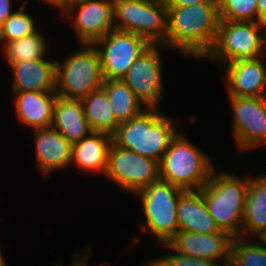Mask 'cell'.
I'll use <instances>...</instances> for the list:
<instances>
[{"instance_id":"6da1fadb","label":"cell","mask_w":266,"mask_h":266,"mask_svg":"<svg viewBox=\"0 0 266 266\" xmlns=\"http://www.w3.org/2000/svg\"><path fill=\"white\" fill-rule=\"evenodd\" d=\"M219 22V3L167 7L166 48L203 59L215 44Z\"/></svg>"},{"instance_id":"7a4b0ae2","label":"cell","mask_w":266,"mask_h":266,"mask_svg":"<svg viewBox=\"0 0 266 266\" xmlns=\"http://www.w3.org/2000/svg\"><path fill=\"white\" fill-rule=\"evenodd\" d=\"M177 129L172 119L159 112L158 108H146L138 116L119 125L113 142L160 162L178 133Z\"/></svg>"},{"instance_id":"3957f363","label":"cell","mask_w":266,"mask_h":266,"mask_svg":"<svg viewBox=\"0 0 266 266\" xmlns=\"http://www.w3.org/2000/svg\"><path fill=\"white\" fill-rule=\"evenodd\" d=\"M248 182L249 176L237 178L232 173H217L214 168L209 181L200 189L209 214L232 237H242Z\"/></svg>"},{"instance_id":"277c9868","label":"cell","mask_w":266,"mask_h":266,"mask_svg":"<svg viewBox=\"0 0 266 266\" xmlns=\"http://www.w3.org/2000/svg\"><path fill=\"white\" fill-rule=\"evenodd\" d=\"M211 160L179 130L159 162L160 178L183 190H200L214 169Z\"/></svg>"},{"instance_id":"5b68a950","label":"cell","mask_w":266,"mask_h":266,"mask_svg":"<svg viewBox=\"0 0 266 266\" xmlns=\"http://www.w3.org/2000/svg\"><path fill=\"white\" fill-rule=\"evenodd\" d=\"M83 48L70 54L60 64L56 61L57 96L82 100L103 85L99 52L94 44H83Z\"/></svg>"},{"instance_id":"8992f818","label":"cell","mask_w":266,"mask_h":266,"mask_svg":"<svg viewBox=\"0 0 266 266\" xmlns=\"http://www.w3.org/2000/svg\"><path fill=\"white\" fill-rule=\"evenodd\" d=\"M266 30L259 22L220 20L215 44L206 58L223 65L264 55Z\"/></svg>"},{"instance_id":"52a82bcc","label":"cell","mask_w":266,"mask_h":266,"mask_svg":"<svg viewBox=\"0 0 266 266\" xmlns=\"http://www.w3.org/2000/svg\"><path fill=\"white\" fill-rule=\"evenodd\" d=\"M185 191L160 179L136 193L146 218L142 227L161 244L168 243L179 231L177 205Z\"/></svg>"},{"instance_id":"ba28073f","label":"cell","mask_w":266,"mask_h":266,"mask_svg":"<svg viewBox=\"0 0 266 266\" xmlns=\"http://www.w3.org/2000/svg\"><path fill=\"white\" fill-rule=\"evenodd\" d=\"M115 29L166 47L167 7L162 0H113Z\"/></svg>"},{"instance_id":"9c48e42d","label":"cell","mask_w":266,"mask_h":266,"mask_svg":"<svg viewBox=\"0 0 266 266\" xmlns=\"http://www.w3.org/2000/svg\"><path fill=\"white\" fill-rule=\"evenodd\" d=\"M105 175L121 190L136 194L160 180L159 162L112 142Z\"/></svg>"},{"instance_id":"30bf717a","label":"cell","mask_w":266,"mask_h":266,"mask_svg":"<svg viewBox=\"0 0 266 266\" xmlns=\"http://www.w3.org/2000/svg\"><path fill=\"white\" fill-rule=\"evenodd\" d=\"M150 45L145 38L132 32L111 30L94 43L100 55L103 78L122 79Z\"/></svg>"},{"instance_id":"8fae6325","label":"cell","mask_w":266,"mask_h":266,"mask_svg":"<svg viewBox=\"0 0 266 266\" xmlns=\"http://www.w3.org/2000/svg\"><path fill=\"white\" fill-rule=\"evenodd\" d=\"M60 12L72 17L81 44H94L115 29L113 0H70Z\"/></svg>"},{"instance_id":"7c38bea8","label":"cell","mask_w":266,"mask_h":266,"mask_svg":"<svg viewBox=\"0 0 266 266\" xmlns=\"http://www.w3.org/2000/svg\"><path fill=\"white\" fill-rule=\"evenodd\" d=\"M162 44H151L136 59L122 80L146 108H158L162 96Z\"/></svg>"},{"instance_id":"4fadbf2b","label":"cell","mask_w":266,"mask_h":266,"mask_svg":"<svg viewBox=\"0 0 266 266\" xmlns=\"http://www.w3.org/2000/svg\"><path fill=\"white\" fill-rule=\"evenodd\" d=\"M228 97L233 113V135L240 150L266 145V97Z\"/></svg>"},{"instance_id":"5bb4252c","label":"cell","mask_w":266,"mask_h":266,"mask_svg":"<svg viewBox=\"0 0 266 266\" xmlns=\"http://www.w3.org/2000/svg\"><path fill=\"white\" fill-rule=\"evenodd\" d=\"M232 239L229 233L200 234L178 231L168 244L177 252L207 259L222 266L230 262ZM219 260H222V264L218 263Z\"/></svg>"},{"instance_id":"9a60e30c","label":"cell","mask_w":266,"mask_h":266,"mask_svg":"<svg viewBox=\"0 0 266 266\" xmlns=\"http://www.w3.org/2000/svg\"><path fill=\"white\" fill-rule=\"evenodd\" d=\"M224 65L228 96L266 97V63L260 57Z\"/></svg>"},{"instance_id":"2e32d148","label":"cell","mask_w":266,"mask_h":266,"mask_svg":"<svg viewBox=\"0 0 266 266\" xmlns=\"http://www.w3.org/2000/svg\"><path fill=\"white\" fill-rule=\"evenodd\" d=\"M35 160L43 173H51L69 166L72 144L52 127L34 130Z\"/></svg>"},{"instance_id":"e0dca14e","label":"cell","mask_w":266,"mask_h":266,"mask_svg":"<svg viewBox=\"0 0 266 266\" xmlns=\"http://www.w3.org/2000/svg\"><path fill=\"white\" fill-rule=\"evenodd\" d=\"M13 92L56 91V61L46 58L11 64Z\"/></svg>"},{"instance_id":"ac0fdd59","label":"cell","mask_w":266,"mask_h":266,"mask_svg":"<svg viewBox=\"0 0 266 266\" xmlns=\"http://www.w3.org/2000/svg\"><path fill=\"white\" fill-rule=\"evenodd\" d=\"M179 231L200 234L227 233L222 231L209 214L200 190H186L178 201Z\"/></svg>"},{"instance_id":"d6986e66","label":"cell","mask_w":266,"mask_h":266,"mask_svg":"<svg viewBox=\"0 0 266 266\" xmlns=\"http://www.w3.org/2000/svg\"><path fill=\"white\" fill-rule=\"evenodd\" d=\"M13 93L14 107L20 122L32 127L33 130L51 127L53 105L57 97L55 91Z\"/></svg>"},{"instance_id":"ffe728a7","label":"cell","mask_w":266,"mask_h":266,"mask_svg":"<svg viewBox=\"0 0 266 266\" xmlns=\"http://www.w3.org/2000/svg\"><path fill=\"white\" fill-rule=\"evenodd\" d=\"M249 234V236L247 235ZM246 234V235H245ZM242 237L266 239V175L249 177Z\"/></svg>"},{"instance_id":"44dd1931","label":"cell","mask_w":266,"mask_h":266,"mask_svg":"<svg viewBox=\"0 0 266 266\" xmlns=\"http://www.w3.org/2000/svg\"><path fill=\"white\" fill-rule=\"evenodd\" d=\"M51 127L59 131L72 145L92 131L85 119L81 100L56 97Z\"/></svg>"},{"instance_id":"7402d4cb","label":"cell","mask_w":266,"mask_h":266,"mask_svg":"<svg viewBox=\"0 0 266 266\" xmlns=\"http://www.w3.org/2000/svg\"><path fill=\"white\" fill-rule=\"evenodd\" d=\"M113 136L103 132H91L87 137L72 145V159L84 171L106 173L108 153Z\"/></svg>"},{"instance_id":"603a6c76","label":"cell","mask_w":266,"mask_h":266,"mask_svg":"<svg viewBox=\"0 0 266 266\" xmlns=\"http://www.w3.org/2000/svg\"><path fill=\"white\" fill-rule=\"evenodd\" d=\"M85 119L92 132H103L113 136L120 125L111 110L107 93L101 87L81 100Z\"/></svg>"},{"instance_id":"cb8c5ba5","label":"cell","mask_w":266,"mask_h":266,"mask_svg":"<svg viewBox=\"0 0 266 266\" xmlns=\"http://www.w3.org/2000/svg\"><path fill=\"white\" fill-rule=\"evenodd\" d=\"M102 88L107 93L111 110L120 124L130 121L146 109L122 79H104Z\"/></svg>"},{"instance_id":"d4e9b609","label":"cell","mask_w":266,"mask_h":266,"mask_svg":"<svg viewBox=\"0 0 266 266\" xmlns=\"http://www.w3.org/2000/svg\"><path fill=\"white\" fill-rule=\"evenodd\" d=\"M44 38L37 30L31 35L6 43L4 53L9 65L25 60L45 58L47 42Z\"/></svg>"},{"instance_id":"484cf974","label":"cell","mask_w":266,"mask_h":266,"mask_svg":"<svg viewBox=\"0 0 266 266\" xmlns=\"http://www.w3.org/2000/svg\"><path fill=\"white\" fill-rule=\"evenodd\" d=\"M250 239L233 237L230 262L235 266H266V239H259L260 244Z\"/></svg>"},{"instance_id":"4316f807","label":"cell","mask_w":266,"mask_h":266,"mask_svg":"<svg viewBox=\"0 0 266 266\" xmlns=\"http://www.w3.org/2000/svg\"><path fill=\"white\" fill-rule=\"evenodd\" d=\"M27 3L28 0L23 1L18 10L4 21L0 27V42L15 41L37 31L34 19L24 11Z\"/></svg>"},{"instance_id":"83f0119b","label":"cell","mask_w":266,"mask_h":266,"mask_svg":"<svg viewBox=\"0 0 266 266\" xmlns=\"http://www.w3.org/2000/svg\"><path fill=\"white\" fill-rule=\"evenodd\" d=\"M218 3L220 20L258 22V0H218Z\"/></svg>"},{"instance_id":"f1b7e54d","label":"cell","mask_w":266,"mask_h":266,"mask_svg":"<svg viewBox=\"0 0 266 266\" xmlns=\"http://www.w3.org/2000/svg\"><path fill=\"white\" fill-rule=\"evenodd\" d=\"M163 245L168 247L174 253L167 256L164 255L156 260H151V262H146V266H218L216 263L210 260L192 257L177 252L168 243Z\"/></svg>"},{"instance_id":"f546056e","label":"cell","mask_w":266,"mask_h":266,"mask_svg":"<svg viewBox=\"0 0 266 266\" xmlns=\"http://www.w3.org/2000/svg\"><path fill=\"white\" fill-rule=\"evenodd\" d=\"M166 7H180L200 3H218V0H162Z\"/></svg>"},{"instance_id":"4dcf8cb0","label":"cell","mask_w":266,"mask_h":266,"mask_svg":"<svg viewBox=\"0 0 266 266\" xmlns=\"http://www.w3.org/2000/svg\"><path fill=\"white\" fill-rule=\"evenodd\" d=\"M11 4V0H0V27L4 21L15 12L12 11Z\"/></svg>"},{"instance_id":"1f68e13d","label":"cell","mask_w":266,"mask_h":266,"mask_svg":"<svg viewBox=\"0 0 266 266\" xmlns=\"http://www.w3.org/2000/svg\"><path fill=\"white\" fill-rule=\"evenodd\" d=\"M258 13H259L258 22L266 30V0H258Z\"/></svg>"},{"instance_id":"d6a6232c","label":"cell","mask_w":266,"mask_h":266,"mask_svg":"<svg viewBox=\"0 0 266 266\" xmlns=\"http://www.w3.org/2000/svg\"><path fill=\"white\" fill-rule=\"evenodd\" d=\"M40 1V0H39ZM44 4L55 6L59 11H61L70 0H41Z\"/></svg>"},{"instance_id":"836d02e7","label":"cell","mask_w":266,"mask_h":266,"mask_svg":"<svg viewBox=\"0 0 266 266\" xmlns=\"http://www.w3.org/2000/svg\"><path fill=\"white\" fill-rule=\"evenodd\" d=\"M81 256V258H80ZM87 254L84 256V255H75V258H73V261L71 262V266H87Z\"/></svg>"},{"instance_id":"e575fe53","label":"cell","mask_w":266,"mask_h":266,"mask_svg":"<svg viewBox=\"0 0 266 266\" xmlns=\"http://www.w3.org/2000/svg\"><path fill=\"white\" fill-rule=\"evenodd\" d=\"M0 266H7L5 259H0Z\"/></svg>"},{"instance_id":"d590c367","label":"cell","mask_w":266,"mask_h":266,"mask_svg":"<svg viewBox=\"0 0 266 266\" xmlns=\"http://www.w3.org/2000/svg\"><path fill=\"white\" fill-rule=\"evenodd\" d=\"M222 266H235V265H233L231 262H228V263L223 264Z\"/></svg>"},{"instance_id":"8d00e7d4","label":"cell","mask_w":266,"mask_h":266,"mask_svg":"<svg viewBox=\"0 0 266 266\" xmlns=\"http://www.w3.org/2000/svg\"><path fill=\"white\" fill-rule=\"evenodd\" d=\"M1 247V246H0ZM1 249V248H0ZM0 259H4V257H3V254H2V252H1V250H0Z\"/></svg>"}]
</instances>
